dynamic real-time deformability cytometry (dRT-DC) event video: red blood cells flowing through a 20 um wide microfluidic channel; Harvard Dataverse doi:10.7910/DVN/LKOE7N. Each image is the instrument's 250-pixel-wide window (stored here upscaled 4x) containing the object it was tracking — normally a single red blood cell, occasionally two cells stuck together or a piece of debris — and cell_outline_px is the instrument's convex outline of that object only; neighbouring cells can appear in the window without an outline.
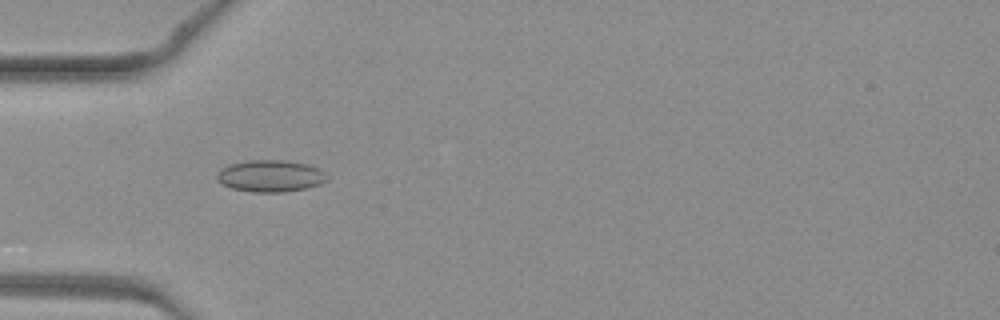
{"species": "common noctule bat (a hibernating species)", "species_latin": "Nyctalus noctula", "temperature_condition": "warm", "stored_images_in_passage": 36, "camera_frame_rate_fps": 3000, "um_per_image_px": 0.085, "animal": {"sex": "female", "body_mass_g": 19.3, "forearm_length_mm": 54.1}, "frame": {"image": 1, "passage_image": 5, "time_ms": 1.333, "image_size_px": [1000, 320], "cell_outline_px": [[328, 180], [320, 184], [308, 188], [284, 192], [252, 192], [232, 188], [216, 180], [216, 172], [220, 168], [228, 164], [248, 160], [284, 160], [308, 164], [320, 168], [328, 176]], "centroid_in_image_um": [22.99, 14.95], "position_along_channel_um": 62.0, "area_um2": 20.75}}
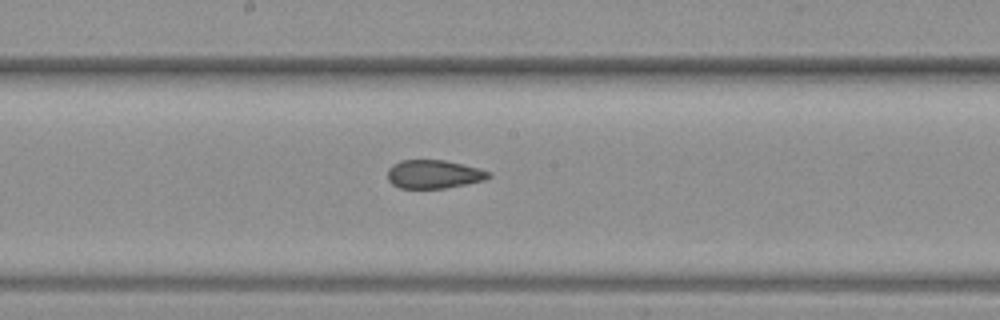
{"frame": {"image": 2, "passage_image": 15, "time_ms": 4.667, "image_size_px": [1000, 320], "cell_outline_px": [[492, 176], [484, 180], [444, 188], [400, 188], [392, 184], [388, 180], [388, 168], [392, 164], [400, 160], [444, 160], [464, 164], [480, 168], [492, 172]], "centroid_in_image_um": [36.88, 14.79], "position_along_channel_um": 211.3, "area_um2": 16.88}}
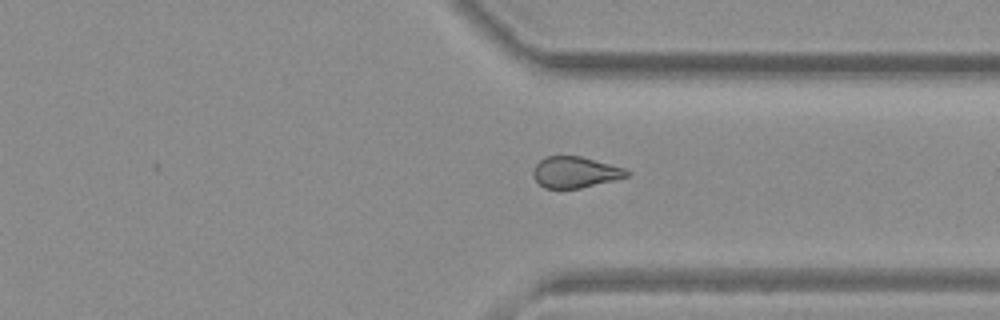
{"frame": {"image": 3, "passage_image": 25, "time_ms": 8.0, "image_size_px": [1000, 320], "cell_outline_px": [[632, 172], [628, 176], [580, 188], [544, 188], [532, 176], [532, 172], [536, 164], [544, 156], [580, 156], [624, 168]], "centroid_in_image_um": [48.86, 14.63], "position_along_channel_um": 362.5, "area_um2": 16.82}}